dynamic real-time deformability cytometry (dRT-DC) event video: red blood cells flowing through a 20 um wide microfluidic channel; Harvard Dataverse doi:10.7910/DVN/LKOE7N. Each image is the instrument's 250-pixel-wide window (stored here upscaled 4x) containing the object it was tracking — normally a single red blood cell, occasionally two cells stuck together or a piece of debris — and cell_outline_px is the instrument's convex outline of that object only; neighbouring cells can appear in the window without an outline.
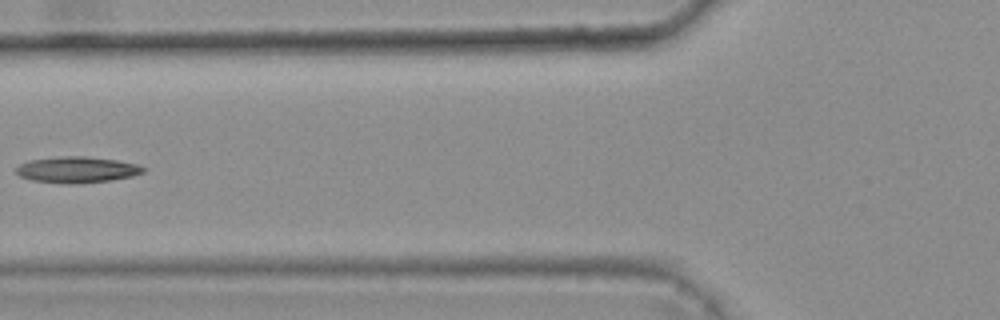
{"species": "common noctule bat (a hibernating species)", "species_latin": "Nyctalus noctula", "temperature_condition": "warm", "stored_images_in_passage": 7, "camera_frame_rate_fps": 3000, "um_per_image_px": 0.085, "animal": {"sex": "female", "body_mass_g": 25.1}, "frame": {"image": 1, "passage_image": 5, "time_ms": 1.333, "image_size_px": [1000, 320], "cell_outline_px": [[148, 168], [144, 172], [132, 176], [112, 180], [76, 184], [68, 184], [32, 180], [20, 176], [16, 172], [16, 168], [20, 164], [28, 160], [64, 156], [84, 156], [116, 160], [136, 164]], "centroid_in_image_um": [6.56, 14.43], "position_along_channel_um": 119.2, "area_um2": 19.36}}
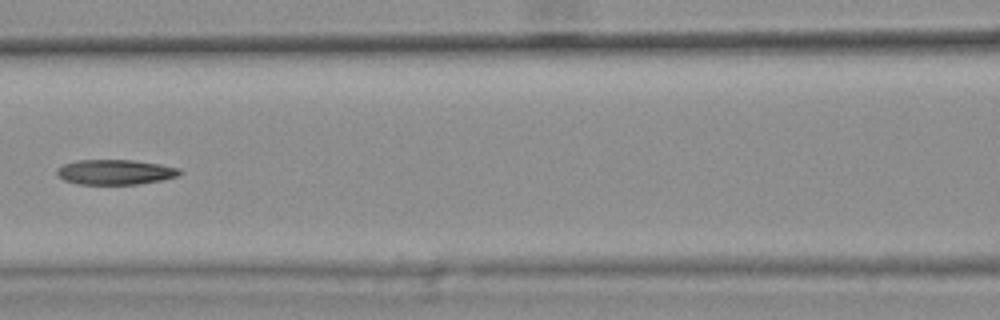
{"frame": {"image": 2, "passage_image": 6, "time_ms": 1.667, "image_size_px": [1000, 320], "cell_outline_px": [[184, 172], [176, 176], [160, 180], [140, 184], [76, 184], [64, 180], [56, 172], [56, 168], [64, 164], [76, 160], [136, 160], [160, 164], [180, 168]], "centroid_in_image_um": [9.8, 14.62], "position_along_channel_um": 156.8, "area_um2": 17.98}}